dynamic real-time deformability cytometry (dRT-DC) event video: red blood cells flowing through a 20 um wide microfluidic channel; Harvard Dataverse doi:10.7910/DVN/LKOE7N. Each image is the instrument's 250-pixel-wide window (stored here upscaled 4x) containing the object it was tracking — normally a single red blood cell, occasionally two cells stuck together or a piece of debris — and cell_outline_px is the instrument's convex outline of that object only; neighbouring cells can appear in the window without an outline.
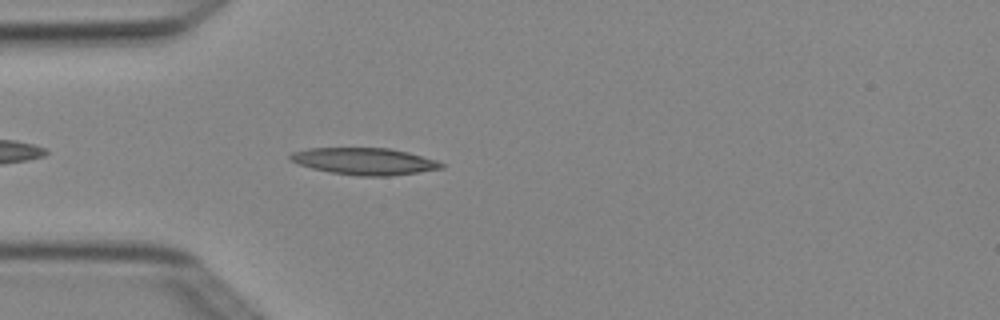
{"species": "Egyptian fruit bat (a non-hibernating species)", "species_latin": "Rousettus aegyptiacus", "temperature_condition": "cold", "stored_images_in_passage": 2, "camera_frame_rate_fps": 3000, "um_per_image_px": 0.085, "animal": {"sex": "female"}, "frame": {"image": 1, "passage_image": 2, "time_ms": 0.333, "image_size_px": [1000, 320], "cell_outline_px": [[444, 168], [420, 172], [388, 176], [360, 176], [328, 172], [312, 168], [288, 160], [288, 156], [292, 152], [308, 148], [388, 148], [408, 152], [436, 160], [444, 164]], "centroid_in_image_um": [30.97, 13.71], "position_along_channel_um": 54.0, "area_um2": 23.7}}